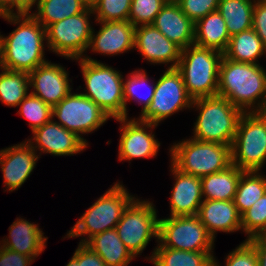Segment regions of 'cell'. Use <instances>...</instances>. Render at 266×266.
I'll use <instances>...</instances> for the list:
<instances>
[{
    "instance_id": "obj_23",
    "label": "cell",
    "mask_w": 266,
    "mask_h": 266,
    "mask_svg": "<svg viewBox=\"0 0 266 266\" xmlns=\"http://www.w3.org/2000/svg\"><path fill=\"white\" fill-rule=\"evenodd\" d=\"M43 234L37 224L17 218L9 227V239L2 240L1 246L35 260V257H38L46 247L45 243L48 238Z\"/></svg>"
},
{
    "instance_id": "obj_13",
    "label": "cell",
    "mask_w": 266,
    "mask_h": 266,
    "mask_svg": "<svg viewBox=\"0 0 266 266\" xmlns=\"http://www.w3.org/2000/svg\"><path fill=\"white\" fill-rule=\"evenodd\" d=\"M54 117L59 119L58 124L79 137L97 130L110 118L87 96L72 92L52 107V118Z\"/></svg>"
},
{
    "instance_id": "obj_24",
    "label": "cell",
    "mask_w": 266,
    "mask_h": 266,
    "mask_svg": "<svg viewBox=\"0 0 266 266\" xmlns=\"http://www.w3.org/2000/svg\"><path fill=\"white\" fill-rule=\"evenodd\" d=\"M80 243H84L98 254L107 266H127L135 258L115 229L95 234L89 239L83 238Z\"/></svg>"
},
{
    "instance_id": "obj_39",
    "label": "cell",
    "mask_w": 266,
    "mask_h": 266,
    "mask_svg": "<svg viewBox=\"0 0 266 266\" xmlns=\"http://www.w3.org/2000/svg\"><path fill=\"white\" fill-rule=\"evenodd\" d=\"M225 266H258L254 245L246 239L226 257Z\"/></svg>"
},
{
    "instance_id": "obj_37",
    "label": "cell",
    "mask_w": 266,
    "mask_h": 266,
    "mask_svg": "<svg viewBox=\"0 0 266 266\" xmlns=\"http://www.w3.org/2000/svg\"><path fill=\"white\" fill-rule=\"evenodd\" d=\"M132 0H98L93 10L95 22L128 20ZM97 14V15H96Z\"/></svg>"
},
{
    "instance_id": "obj_6",
    "label": "cell",
    "mask_w": 266,
    "mask_h": 266,
    "mask_svg": "<svg viewBox=\"0 0 266 266\" xmlns=\"http://www.w3.org/2000/svg\"><path fill=\"white\" fill-rule=\"evenodd\" d=\"M171 163L180 171L202 178L232 164L231 146L186 139L170 148Z\"/></svg>"
},
{
    "instance_id": "obj_35",
    "label": "cell",
    "mask_w": 266,
    "mask_h": 266,
    "mask_svg": "<svg viewBox=\"0 0 266 266\" xmlns=\"http://www.w3.org/2000/svg\"><path fill=\"white\" fill-rule=\"evenodd\" d=\"M241 227L247 239L266 234V193L241 215Z\"/></svg>"
},
{
    "instance_id": "obj_1",
    "label": "cell",
    "mask_w": 266,
    "mask_h": 266,
    "mask_svg": "<svg viewBox=\"0 0 266 266\" xmlns=\"http://www.w3.org/2000/svg\"><path fill=\"white\" fill-rule=\"evenodd\" d=\"M13 24L16 29L1 39V68L30 73L39 65L47 62L44 59V28L31 14L0 16Z\"/></svg>"
},
{
    "instance_id": "obj_25",
    "label": "cell",
    "mask_w": 266,
    "mask_h": 266,
    "mask_svg": "<svg viewBox=\"0 0 266 266\" xmlns=\"http://www.w3.org/2000/svg\"><path fill=\"white\" fill-rule=\"evenodd\" d=\"M229 41L225 20L217 10L195 23L194 45L224 53Z\"/></svg>"
},
{
    "instance_id": "obj_20",
    "label": "cell",
    "mask_w": 266,
    "mask_h": 266,
    "mask_svg": "<svg viewBox=\"0 0 266 266\" xmlns=\"http://www.w3.org/2000/svg\"><path fill=\"white\" fill-rule=\"evenodd\" d=\"M171 166L176 180L170 197L171 217L198 215L203 202L201 179Z\"/></svg>"
},
{
    "instance_id": "obj_21",
    "label": "cell",
    "mask_w": 266,
    "mask_h": 266,
    "mask_svg": "<svg viewBox=\"0 0 266 266\" xmlns=\"http://www.w3.org/2000/svg\"><path fill=\"white\" fill-rule=\"evenodd\" d=\"M152 25L181 49L194 44L195 23L183 13L174 0L165 4Z\"/></svg>"
},
{
    "instance_id": "obj_43",
    "label": "cell",
    "mask_w": 266,
    "mask_h": 266,
    "mask_svg": "<svg viewBox=\"0 0 266 266\" xmlns=\"http://www.w3.org/2000/svg\"><path fill=\"white\" fill-rule=\"evenodd\" d=\"M39 0H9V3L0 11V16L30 14L33 5H37ZM14 8L17 11L14 13ZM17 12V13H16Z\"/></svg>"
},
{
    "instance_id": "obj_26",
    "label": "cell",
    "mask_w": 266,
    "mask_h": 266,
    "mask_svg": "<svg viewBox=\"0 0 266 266\" xmlns=\"http://www.w3.org/2000/svg\"><path fill=\"white\" fill-rule=\"evenodd\" d=\"M242 172L231 164L225 170L200 178L202 196L207 200L233 201Z\"/></svg>"
},
{
    "instance_id": "obj_34",
    "label": "cell",
    "mask_w": 266,
    "mask_h": 266,
    "mask_svg": "<svg viewBox=\"0 0 266 266\" xmlns=\"http://www.w3.org/2000/svg\"><path fill=\"white\" fill-rule=\"evenodd\" d=\"M19 114L28 120L32 132L52 119V107L29 93L20 103Z\"/></svg>"
},
{
    "instance_id": "obj_30",
    "label": "cell",
    "mask_w": 266,
    "mask_h": 266,
    "mask_svg": "<svg viewBox=\"0 0 266 266\" xmlns=\"http://www.w3.org/2000/svg\"><path fill=\"white\" fill-rule=\"evenodd\" d=\"M259 171H243L233 202L242 215L266 193V177Z\"/></svg>"
},
{
    "instance_id": "obj_40",
    "label": "cell",
    "mask_w": 266,
    "mask_h": 266,
    "mask_svg": "<svg viewBox=\"0 0 266 266\" xmlns=\"http://www.w3.org/2000/svg\"><path fill=\"white\" fill-rule=\"evenodd\" d=\"M252 28L266 47V0L255 2L253 9Z\"/></svg>"
},
{
    "instance_id": "obj_46",
    "label": "cell",
    "mask_w": 266,
    "mask_h": 266,
    "mask_svg": "<svg viewBox=\"0 0 266 266\" xmlns=\"http://www.w3.org/2000/svg\"><path fill=\"white\" fill-rule=\"evenodd\" d=\"M66 266H81V265H79L78 259L73 255V257Z\"/></svg>"
},
{
    "instance_id": "obj_3",
    "label": "cell",
    "mask_w": 266,
    "mask_h": 266,
    "mask_svg": "<svg viewBox=\"0 0 266 266\" xmlns=\"http://www.w3.org/2000/svg\"><path fill=\"white\" fill-rule=\"evenodd\" d=\"M80 63L86 93H82L98 105L110 118L125 117L123 76L114 68L84 56Z\"/></svg>"
},
{
    "instance_id": "obj_33",
    "label": "cell",
    "mask_w": 266,
    "mask_h": 266,
    "mask_svg": "<svg viewBox=\"0 0 266 266\" xmlns=\"http://www.w3.org/2000/svg\"><path fill=\"white\" fill-rule=\"evenodd\" d=\"M148 81L149 78L147 76V73L145 72V70L142 69L131 72V74L127 76V80L123 83L125 117H128L127 102L130 99H136L139 104H143V108L141 111H144L147 106L152 102V98L155 92V84L153 83V85H149L147 83ZM142 85H149L147 86V94H139L140 92L138 90L139 88H141Z\"/></svg>"
},
{
    "instance_id": "obj_45",
    "label": "cell",
    "mask_w": 266,
    "mask_h": 266,
    "mask_svg": "<svg viewBox=\"0 0 266 266\" xmlns=\"http://www.w3.org/2000/svg\"><path fill=\"white\" fill-rule=\"evenodd\" d=\"M85 9L94 10L97 6L98 0H78Z\"/></svg>"
},
{
    "instance_id": "obj_19",
    "label": "cell",
    "mask_w": 266,
    "mask_h": 266,
    "mask_svg": "<svg viewBox=\"0 0 266 266\" xmlns=\"http://www.w3.org/2000/svg\"><path fill=\"white\" fill-rule=\"evenodd\" d=\"M97 34L92 29L89 49L103 55H118L133 50L135 26L129 21H106Z\"/></svg>"
},
{
    "instance_id": "obj_27",
    "label": "cell",
    "mask_w": 266,
    "mask_h": 266,
    "mask_svg": "<svg viewBox=\"0 0 266 266\" xmlns=\"http://www.w3.org/2000/svg\"><path fill=\"white\" fill-rule=\"evenodd\" d=\"M266 54V47L253 28L230 37L223 55L232 61L258 64L261 56Z\"/></svg>"
},
{
    "instance_id": "obj_9",
    "label": "cell",
    "mask_w": 266,
    "mask_h": 266,
    "mask_svg": "<svg viewBox=\"0 0 266 266\" xmlns=\"http://www.w3.org/2000/svg\"><path fill=\"white\" fill-rule=\"evenodd\" d=\"M115 230L125 247L137 257L152 236L158 239L159 219L153 203L134 198L122 213Z\"/></svg>"
},
{
    "instance_id": "obj_16",
    "label": "cell",
    "mask_w": 266,
    "mask_h": 266,
    "mask_svg": "<svg viewBox=\"0 0 266 266\" xmlns=\"http://www.w3.org/2000/svg\"><path fill=\"white\" fill-rule=\"evenodd\" d=\"M32 95L41 98L51 107L57 105L72 90L68 73L59 64L45 62L29 73Z\"/></svg>"
},
{
    "instance_id": "obj_36",
    "label": "cell",
    "mask_w": 266,
    "mask_h": 266,
    "mask_svg": "<svg viewBox=\"0 0 266 266\" xmlns=\"http://www.w3.org/2000/svg\"><path fill=\"white\" fill-rule=\"evenodd\" d=\"M169 0H132L128 20L135 26L152 24Z\"/></svg>"
},
{
    "instance_id": "obj_29",
    "label": "cell",
    "mask_w": 266,
    "mask_h": 266,
    "mask_svg": "<svg viewBox=\"0 0 266 266\" xmlns=\"http://www.w3.org/2000/svg\"><path fill=\"white\" fill-rule=\"evenodd\" d=\"M254 5L250 0H220L217 11L224 18L230 37L252 28Z\"/></svg>"
},
{
    "instance_id": "obj_41",
    "label": "cell",
    "mask_w": 266,
    "mask_h": 266,
    "mask_svg": "<svg viewBox=\"0 0 266 266\" xmlns=\"http://www.w3.org/2000/svg\"><path fill=\"white\" fill-rule=\"evenodd\" d=\"M33 259L0 246V266H30Z\"/></svg>"
},
{
    "instance_id": "obj_4",
    "label": "cell",
    "mask_w": 266,
    "mask_h": 266,
    "mask_svg": "<svg viewBox=\"0 0 266 266\" xmlns=\"http://www.w3.org/2000/svg\"><path fill=\"white\" fill-rule=\"evenodd\" d=\"M194 107L200 113L194 124L193 139L231 146L244 112L219 95L195 99Z\"/></svg>"
},
{
    "instance_id": "obj_5",
    "label": "cell",
    "mask_w": 266,
    "mask_h": 266,
    "mask_svg": "<svg viewBox=\"0 0 266 266\" xmlns=\"http://www.w3.org/2000/svg\"><path fill=\"white\" fill-rule=\"evenodd\" d=\"M222 57L220 51L194 44L181 50L176 69L181 73L187 93L193 100L217 95Z\"/></svg>"
},
{
    "instance_id": "obj_14",
    "label": "cell",
    "mask_w": 266,
    "mask_h": 266,
    "mask_svg": "<svg viewBox=\"0 0 266 266\" xmlns=\"http://www.w3.org/2000/svg\"><path fill=\"white\" fill-rule=\"evenodd\" d=\"M122 124L120 126L121 136L119 141V160H132L134 158H151L157 155L160 143L154 134L147 132V128H156L155 124L137 120L128 121L127 117L115 119ZM145 127V128H144Z\"/></svg>"
},
{
    "instance_id": "obj_11",
    "label": "cell",
    "mask_w": 266,
    "mask_h": 266,
    "mask_svg": "<svg viewBox=\"0 0 266 266\" xmlns=\"http://www.w3.org/2000/svg\"><path fill=\"white\" fill-rule=\"evenodd\" d=\"M92 10L85 11L50 24L46 27L47 47L56 54L70 59H81L88 49L92 26L89 23Z\"/></svg>"
},
{
    "instance_id": "obj_15",
    "label": "cell",
    "mask_w": 266,
    "mask_h": 266,
    "mask_svg": "<svg viewBox=\"0 0 266 266\" xmlns=\"http://www.w3.org/2000/svg\"><path fill=\"white\" fill-rule=\"evenodd\" d=\"M32 133L34 135L33 138L27 141L33 149L35 151L39 149L43 153H49L55 156L78 154L88 145L86 139L65 129L52 119ZM31 140H34L35 144Z\"/></svg>"
},
{
    "instance_id": "obj_48",
    "label": "cell",
    "mask_w": 266,
    "mask_h": 266,
    "mask_svg": "<svg viewBox=\"0 0 266 266\" xmlns=\"http://www.w3.org/2000/svg\"><path fill=\"white\" fill-rule=\"evenodd\" d=\"M0 68H1V39H0Z\"/></svg>"
},
{
    "instance_id": "obj_12",
    "label": "cell",
    "mask_w": 266,
    "mask_h": 266,
    "mask_svg": "<svg viewBox=\"0 0 266 266\" xmlns=\"http://www.w3.org/2000/svg\"><path fill=\"white\" fill-rule=\"evenodd\" d=\"M193 99L187 93L181 73L168 68L155 84L152 102L138 118L155 125L183 108H191Z\"/></svg>"
},
{
    "instance_id": "obj_28",
    "label": "cell",
    "mask_w": 266,
    "mask_h": 266,
    "mask_svg": "<svg viewBox=\"0 0 266 266\" xmlns=\"http://www.w3.org/2000/svg\"><path fill=\"white\" fill-rule=\"evenodd\" d=\"M149 259L154 266H220L211 252L175 250L160 244Z\"/></svg>"
},
{
    "instance_id": "obj_42",
    "label": "cell",
    "mask_w": 266,
    "mask_h": 266,
    "mask_svg": "<svg viewBox=\"0 0 266 266\" xmlns=\"http://www.w3.org/2000/svg\"><path fill=\"white\" fill-rule=\"evenodd\" d=\"M74 256L81 266H107L102 258L84 243H79Z\"/></svg>"
},
{
    "instance_id": "obj_8",
    "label": "cell",
    "mask_w": 266,
    "mask_h": 266,
    "mask_svg": "<svg viewBox=\"0 0 266 266\" xmlns=\"http://www.w3.org/2000/svg\"><path fill=\"white\" fill-rule=\"evenodd\" d=\"M134 198L120 182L115 183L85 211L65 238L85 235L89 239L95 234L115 229Z\"/></svg>"
},
{
    "instance_id": "obj_44",
    "label": "cell",
    "mask_w": 266,
    "mask_h": 266,
    "mask_svg": "<svg viewBox=\"0 0 266 266\" xmlns=\"http://www.w3.org/2000/svg\"><path fill=\"white\" fill-rule=\"evenodd\" d=\"M255 247L258 266H266V234L248 239Z\"/></svg>"
},
{
    "instance_id": "obj_38",
    "label": "cell",
    "mask_w": 266,
    "mask_h": 266,
    "mask_svg": "<svg viewBox=\"0 0 266 266\" xmlns=\"http://www.w3.org/2000/svg\"><path fill=\"white\" fill-rule=\"evenodd\" d=\"M194 23L218 9L220 0H174Z\"/></svg>"
},
{
    "instance_id": "obj_47",
    "label": "cell",
    "mask_w": 266,
    "mask_h": 266,
    "mask_svg": "<svg viewBox=\"0 0 266 266\" xmlns=\"http://www.w3.org/2000/svg\"><path fill=\"white\" fill-rule=\"evenodd\" d=\"M9 3V0H0V11Z\"/></svg>"
},
{
    "instance_id": "obj_32",
    "label": "cell",
    "mask_w": 266,
    "mask_h": 266,
    "mask_svg": "<svg viewBox=\"0 0 266 266\" xmlns=\"http://www.w3.org/2000/svg\"><path fill=\"white\" fill-rule=\"evenodd\" d=\"M0 100L7 106L17 107L28 95L30 87L29 73L1 68Z\"/></svg>"
},
{
    "instance_id": "obj_2",
    "label": "cell",
    "mask_w": 266,
    "mask_h": 266,
    "mask_svg": "<svg viewBox=\"0 0 266 266\" xmlns=\"http://www.w3.org/2000/svg\"><path fill=\"white\" fill-rule=\"evenodd\" d=\"M217 95L226 98L243 112H265V69L260 64L235 62L223 55L219 66ZM256 101L257 106L254 105Z\"/></svg>"
},
{
    "instance_id": "obj_22",
    "label": "cell",
    "mask_w": 266,
    "mask_h": 266,
    "mask_svg": "<svg viewBox=\"0 0 266 266\" xmlns=\"http://www.w3.org/2000/svg\"><path fill=\"white\" fill-rule=\"evenodd\" d=\"M207 232L216 238V232H236L241 227V214L233 201L203 199L197 215Z\"/></svg>"
},
{
    "instance_id": "obj_17",
    "label": "cell",
    "mask_w": 266,
    "mask_h": 266,
    "mask_svg": "<svg viewBox=\"0 0 266 266\" xmlns=\"http://www.w3.org/2000/svg\"><path fill=\"white\" fill-rule=\"evenodd\" d=\"M134 48L152 64H168V68H176L181 57V48L165 37L152 24L135 28Z\"/></svg>"
},
{
    "instance_id": "obj_7",
    "label": "cell",
    "mask_w": 266,
    "mask_h": 266,
    "mask_svg": "<svg viewBox=\"0 0 266 266\" xmlns=\"http://www.w3.org/2000/svg\"><path fill=\"white\" fill-rule=\"evenodd\" d=\"M231 162L242 171H260L266 162V111L244 112L231 145Z\"/></svg>"
},
{
    "instance_id": "obj_49",
    "label": "cell",
    "mask_w": 266,
    "mask_h": 266,
    "mask_svg": "<svg viewBox=\"0 0 266 266\" xmlns=\"http://www.w3.org/2000/svg\"><path fill=\"white\" fill-rule=\"evenodd\" d=\"M250 1H252V0H250ZM258 1H262V0H253L254 3H255V2H258Z\"/></svg>"
},
{
    "instance_id": "obj_10",
    "label": "cell",
    "mask_w": 266,
    "mask_h": 266,
    "mask_svg": "<svg viewBox=\"0 0 266 266\" xmlns=\"http://www.w3.org/2000/svg\"><path fill=\"white\" fill-rule=\"evenodd\" d=\"M162 247L194 252H213L214 238L196 216L159 219L158 240Z\"/></svg>"
},
{
    "instance_id": "obj_18",
    "label": "cell",
    "mask_w": 266,
    "mask_h": 266,
    "mask_svg": "<svg viewBox=\"0 0 266 266\" xmlns=\"http://www.w3.org/2000/svg\"><path fill=\"white\" fill-rule=\"evenodd\" d=\"M36 154L28 141L0 150V166L7 190L12 192L24 184L36 166L39 158Z\"/></svg>"
},
{
    "instance_id": "obj_31",
    "label": "cell",
    "mask_w": 266,
    "mask_h": 266,
    "mask_svg": "<svg viewBox=\"0 0 266 266\" xmlns=\"http://www.w3.org/2000/svg\"><path fill=\"white\" fill-rule=\"evenodd\" d=\"M36 9L31 15L44 28L86 10L78 0H39Z\"/></svg>"
}]
</instances>
